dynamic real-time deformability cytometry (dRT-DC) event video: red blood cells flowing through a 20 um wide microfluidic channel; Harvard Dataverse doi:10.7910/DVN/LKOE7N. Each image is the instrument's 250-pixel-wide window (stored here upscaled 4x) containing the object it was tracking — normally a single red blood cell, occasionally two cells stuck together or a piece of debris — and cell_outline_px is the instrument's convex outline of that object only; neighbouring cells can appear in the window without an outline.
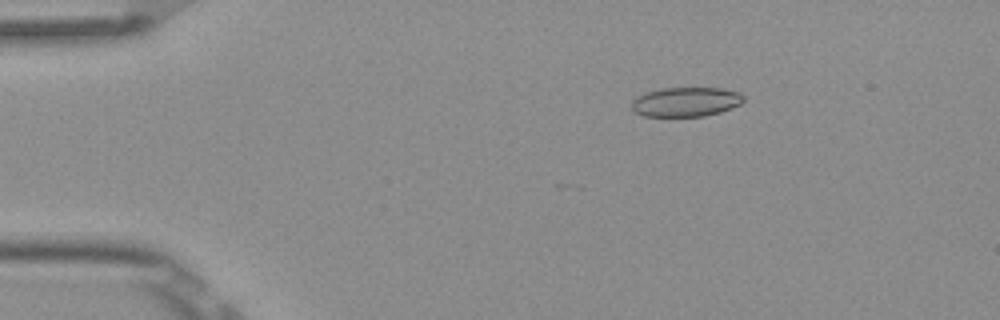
{"species": "Egyptian fruit bat (a non-hibernating species)", "species_latin": "Rousettus aegyptiacus", "temperature_condition": "room temperature", "stored_images_in_passage": 4, "camera_frame_rate_fps": 3000, "um_per_image_px": 0.085, "frame": {"image": 1, "passage_image": 2, "time_ms": 0.333, "image_size_px": [1000, 320], "cell_outline_px": [[744, 100], [740, 104], [732, 108], [720, 112], [704, 116], [644, 116], [636, 112], [632, 108], [632, 100], [636, 96], [644, 92], [660, 88], [720, 88], [740, 92], [744, 96]], "centroid_in_image_um": [58.29, 8.65], "position_along_channel_um": 26.7, "area_um2": 19.31}}